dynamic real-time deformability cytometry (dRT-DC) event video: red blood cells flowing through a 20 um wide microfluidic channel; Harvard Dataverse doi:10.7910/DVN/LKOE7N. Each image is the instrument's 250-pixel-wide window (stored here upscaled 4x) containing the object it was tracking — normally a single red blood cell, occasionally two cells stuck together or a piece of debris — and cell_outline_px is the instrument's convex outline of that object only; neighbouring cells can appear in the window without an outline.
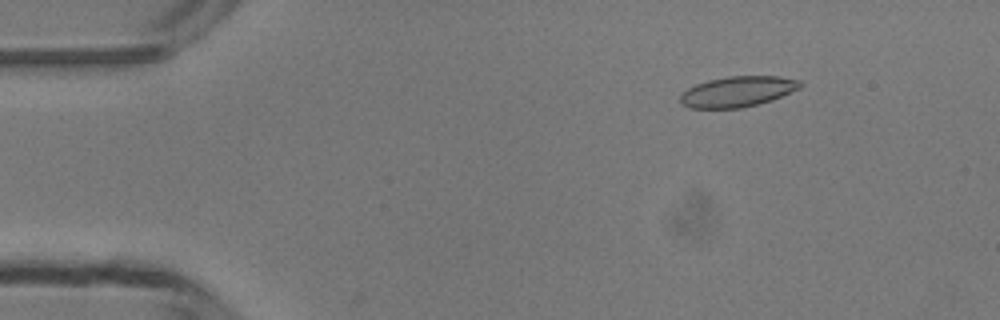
{"species": "common noctule bat (a hibernating species)", "species_latin": "Nyctalus noctula", "temperature_condition": "room temperature", "stored_images_in_passage": 38, "camera_frame_rate_fps": 3000, "um_per_image_px": 0.085, "animal": {"sex": "male", "body_mass_g": 13.3}, "frame": {"image": 1, "passage_image": 7, "time_ms": 2.0, "image_size_px": [1000, 320], "cell_outline_px": [[804, 84], [800, 88], [772, 100], [740, 108], [688, 108], [680, 104], [680, 96], [688, 88], [696, 84], [708, 80], [728, 76], [780, 76], [800, 80]], "centroid_in_image_um": [62.7, 7.78], "position_along_channel_um": 22.3, "area_um2": 21.39}}
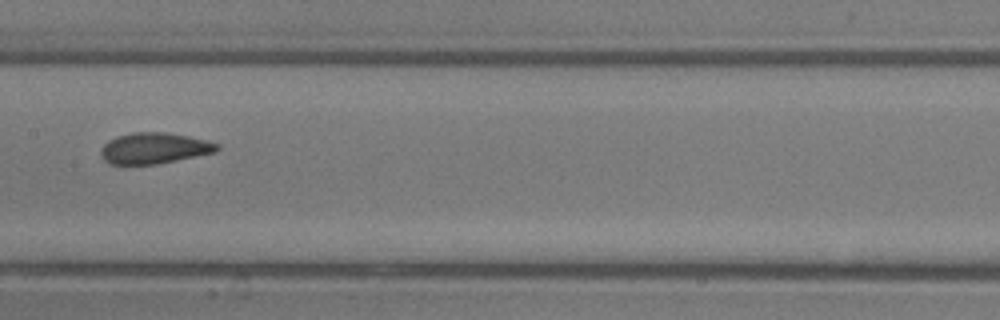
{"frame": {"image": 2, "passage_image": 25, "time_ms": 8.0, "image_size_px": [1000, 320], "cell_outline_px": [[220, 148], [216, 152], [156, 164], [112, 164], [104, 160], [100, 152], [104, 144], [108, 140], [116, 136], [132, 132], [164, 132], [188, 136], [208, 140], [220, 144]], "centroid_in_image_um": [13.13, 12.58], "position_along_channel_um": 194.3, "area_um2": 20.98}}
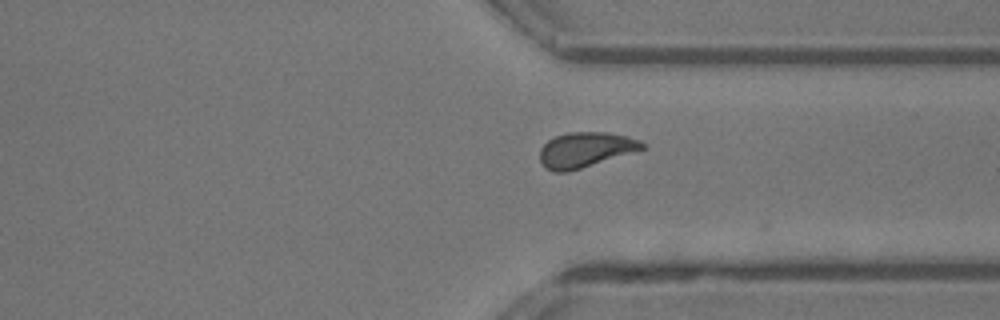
{"frame": {"image": 3, "passage_image": 37, "time_ms": 12.0, "image_size_px": [1000, 320], "cell_outline_px": [[648, 148], [568, 172], [552, 172], [540, 160], [540, 148], [548, 140], [556, 136], [568, 132], [604, 132], [624, 136], [640, 140], [648, 144]], "centroid_in_image_um": [49.8, 12.73], "position_along_channel_um": 361.6, "area_um2": 20.98}}